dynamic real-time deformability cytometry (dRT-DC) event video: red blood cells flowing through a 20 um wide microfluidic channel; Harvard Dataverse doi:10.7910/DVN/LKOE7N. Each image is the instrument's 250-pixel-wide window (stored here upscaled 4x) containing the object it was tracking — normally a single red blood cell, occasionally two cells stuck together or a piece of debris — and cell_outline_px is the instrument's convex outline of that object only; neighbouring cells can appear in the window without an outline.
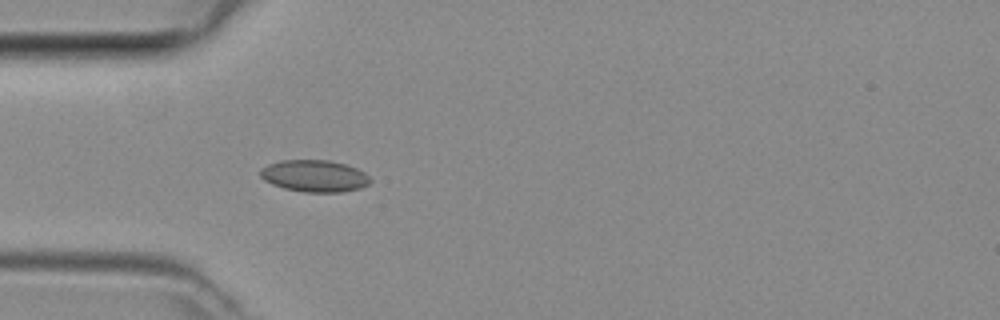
{"species": "common noctule bat (a hibernating species)", "species_latin": "Nyctalus noctula", "temperature_condition": "room temperature", "stored_images_in_passage": 18, "camera_frame_rate_fps": 3000, "um_per_image_px": 0.085, "animal": {"sex": "female", "body_mass_g": 29.2, "forearm_length_mm": 56.3}, "frame": {"image": 1, "passage_image": 1, "time_ms": 0.0, "image_size_px": [1000, 320], "cell_outline_px": [[372, 180], [368, 184], [360, 188], [344, 192], [304, 192], [284, 188], [272, 184], [264, 180], [260, 176], [260, 168], [268, 164], [280, 160], [328, 160], [344, 164], [356, 168], [364, 172]], "centroid_in_image_um": [26.71, 14.95], "position_along_channel_um": 58.3, "area_um2": 20.46}}
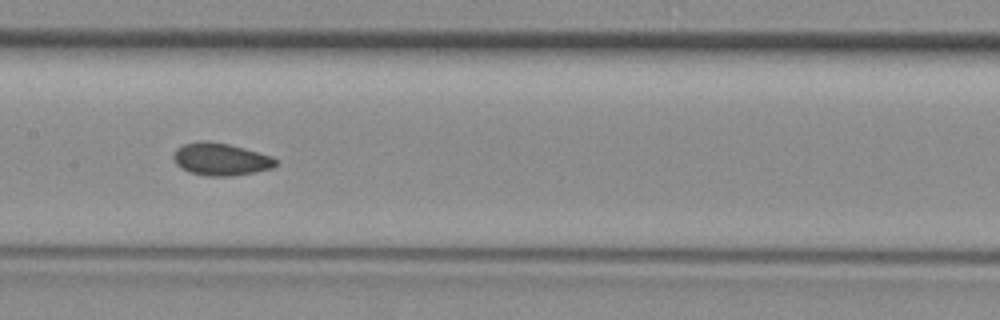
{"frame": {"image": 2, "passage_image": 10, "time_ms": 3.0, "image_size_px": [1000, 320], "cell_outline_px": [[276, 164], [272, 168], [252, 172], [228, 176], [208, 176], [188, 172], [176, 164], [172, 156], [176, 148], [184, 144], [228, 144], [272, 156], [276, 160]], "centroid_in_image_um": [18.76, 13.58], "position_along_channel_um": 188.6, "area_um2": 18.44}}
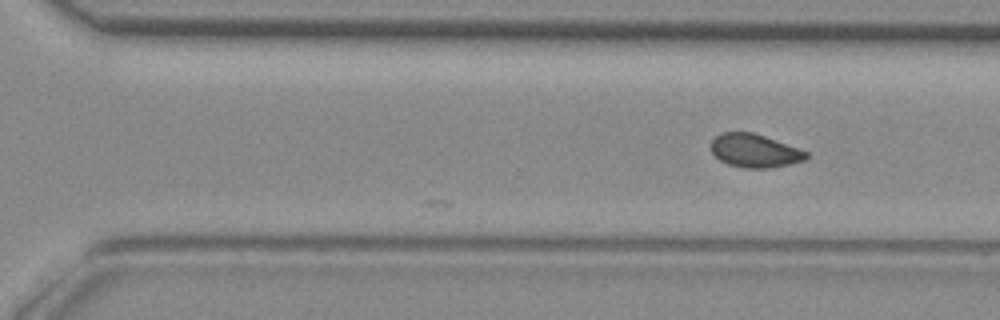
{"frame": {"image": 3, "passage_image": 18, "time_ms": 5.667, "image_size_px": [1000, 320], "cell_outline_px": [[808, 156], [804, 160], [788, 164], [768, 168], [744, 168], [728, 164], [720, 160], [712, 152], [712, 140], [720, 132], [752, 132], [764, 136], [808, 152]], "centroid_in_image_um": [64.12, 12.81], "position_along_channel_um": 306.5, "area_um2": 18.21}}